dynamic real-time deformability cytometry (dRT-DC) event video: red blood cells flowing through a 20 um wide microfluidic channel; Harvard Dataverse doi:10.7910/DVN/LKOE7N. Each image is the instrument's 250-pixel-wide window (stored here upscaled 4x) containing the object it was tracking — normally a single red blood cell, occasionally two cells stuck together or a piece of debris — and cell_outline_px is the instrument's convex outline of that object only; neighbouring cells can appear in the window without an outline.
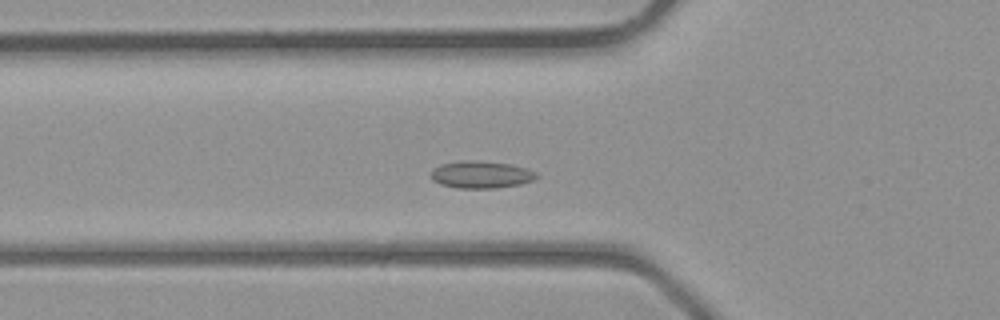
{"species": "common noctule bat (a hibernating species)", "species_latin": "Nyctalus noctula", "temperature_condition": "room temperature", "stored_images_in_passage": 38, "camera_frame_rate_fps": 3000, "um_per_image_px": 0.085, "animal": {"sex": "male", "body_mass_g": 23.1, "forearm_length_mm": 52.7}, "frame": {"image": 1, "passage_image": 11, "time_ms": 3.333, "image_size_px": [1000, 320], "cell_outline_px": [[540, 176], [532, 180], [520, 184], [496, 188], [456, 188], [440, 184], [432, 180], [432, 168], [440, 164], [460, 160], [480, 160], [512, 164], [528, 168], [536, 172]], "centroid_in_image_um": [40.9, 14.82], "position_along_channel_um": 84.9, "area_um2": 17.05}}
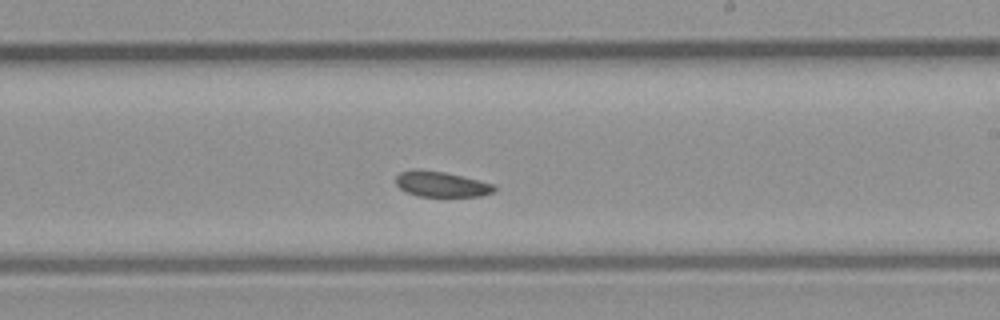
{"frame": {"image": 2, "passage_image": 21, "time_ms": 6.667, "image_size_px": [1000, 320], "cell_outline_px": [[496, 192], [480, 196], [416, 196], [404, 192], [396, 184], [396, 176], [400, 172], [412, 168], [420, 168], [444, 172], [492, 184], [496, 188]], "centroid_in_image_um": [37.44, 15.65], "position_along_channel_um": 251.6, "area_um2": 14.68}}
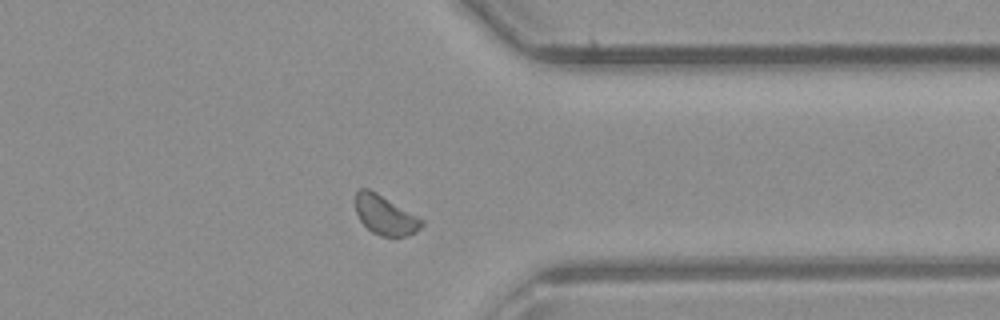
{"frame": {"image": 3, "passage_image": 29, "time_ms": 9.333, "image_size_px": [1000, 320], "cell_outline_px": [[424, 224], [416, 232], [408, 236], [380, 236], [372, 232], [360, 220], [356, 212], [356, 192], [360, 188], [368, 188], [376, 192], [424, 220]], "centroid_in_image_um": [32.74, 18.29], "position_along_channel_um": 378.7, "area_um2": 15.03}}